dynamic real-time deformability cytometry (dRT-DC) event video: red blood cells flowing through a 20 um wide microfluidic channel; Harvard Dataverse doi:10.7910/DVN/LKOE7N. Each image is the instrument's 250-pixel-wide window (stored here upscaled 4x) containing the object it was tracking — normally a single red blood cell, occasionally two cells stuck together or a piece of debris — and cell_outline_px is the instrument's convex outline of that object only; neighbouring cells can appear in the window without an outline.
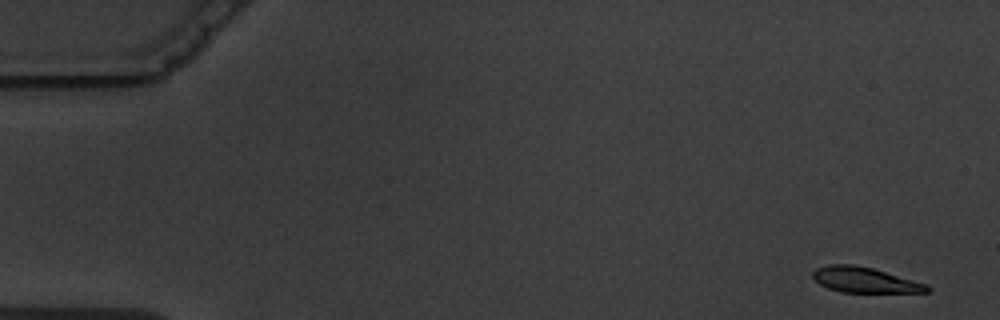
{"species": "common noctule bat (a hibernating species)", "species_latin": "Nyctalus noctula", "temperature_condition": "warm", "stored_images_in_passage": 6, "segment_of_instrument_passage": [1, 2], "camera_frame_rate_fps": 3000, "um_per_image_px": 0.085, "animal": {"sex": "male", "body_mass_g": 19.5, "forearm_length_mm": 54.6}, "frame": {"image": 1, "passage_image": 1, "time_ms": 0.0, "image_size_px": [1000, 320], "cell_outline_px": [[932, 288], [928, 292], [840, 292], [828, 288], [820, 284], [812, 276], [812, 272], [816, 268], [828, 264], [852, 264], [872, 268], [928, 284]], "centroid_in_image_um": [73.5, 23.79], "position_along_channel_um": 11.5, "area_um2": 16.88}}